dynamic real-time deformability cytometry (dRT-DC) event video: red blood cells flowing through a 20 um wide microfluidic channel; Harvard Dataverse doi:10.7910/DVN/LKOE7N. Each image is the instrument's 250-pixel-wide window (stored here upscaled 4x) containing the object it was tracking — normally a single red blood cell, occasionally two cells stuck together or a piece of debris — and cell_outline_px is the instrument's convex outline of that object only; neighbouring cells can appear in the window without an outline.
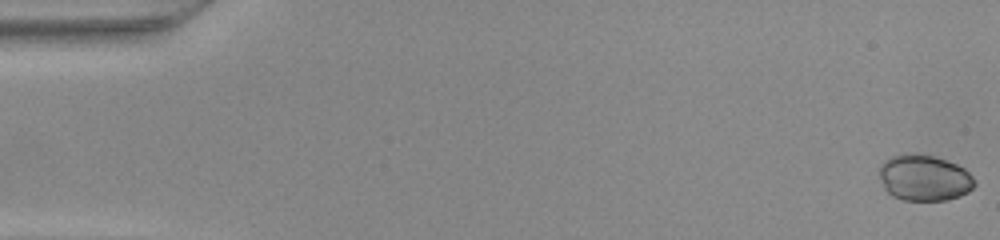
{"species": "common noctule bat (a hibernating species)", "species_latin": "Nyctalus noctula", "temperature_condition": "warm", "stored_images_in_passage": 49, "camera_frame_rate_fps": 3000, "um_per_image_px": 0.085, "animal": {"sex": "female", "body_mass_g": 22.0, "forearm_length_mm": 56.7}, "frame": {"image": 1, "passage_image": 1, "time_ms": 0.0, "image_size_px": [1000, 240], "cell_outline_px": [[976, 184], [968, 192], [960, 196], [944, 200], [904, 200], [892, 196], [884, 188], [880, 176], [880, 164], [884, 160], [892, 156], [916, 152], [932, 156], [956, 164], [964, 168], [976, 180]], "centroid_in_image_um": [78.56, 15.11], "position_along_channel_um": 6.4, "area_um2": 25.55}}
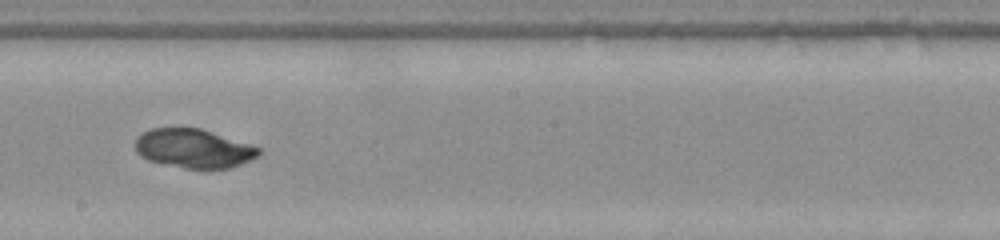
{"frame": {"image": 2, "passage_image": 28, "time_ms": 9.0, "image_size_px": [1000, 240], "cell_outline_px": [[260, 152], [256, 156], [240, 164], [228, 168], [184, 168], [148, 160], [140, 156], [136, 152], [136, 136], [152, 128], [200, 128], [260, 148]], "centroid_in_image_um": [16.4, 12.61], "position_along_channel_um": 231.8, "area_um2": 27.51}}
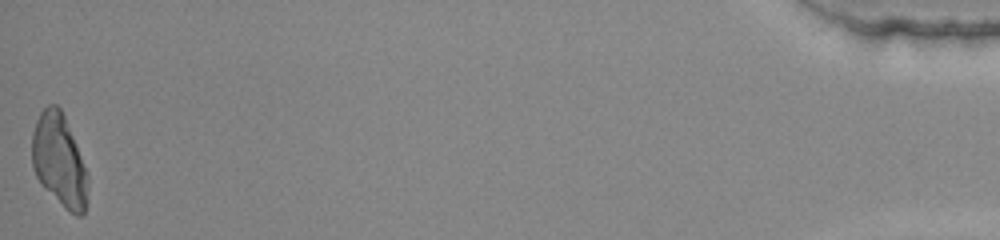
{"frame": {"image": 3, "passage_image": 49, "time_ms": 16.0, "image_size_px": [1000, 240], "cell_outline_px": [[88, 184], [84, 216], [76, 216], [64, 208], [44, 188], [36, 176], [32, 164], [32, 132], [36, 120], [40, 112], [48, 104], [56, 104], [60, 108], [64, 116], [88, 176]], "centroid_in_image_um": [5.02, 13.66], "position_along_channel_um": 430.2, "area_um2": 29.82}}